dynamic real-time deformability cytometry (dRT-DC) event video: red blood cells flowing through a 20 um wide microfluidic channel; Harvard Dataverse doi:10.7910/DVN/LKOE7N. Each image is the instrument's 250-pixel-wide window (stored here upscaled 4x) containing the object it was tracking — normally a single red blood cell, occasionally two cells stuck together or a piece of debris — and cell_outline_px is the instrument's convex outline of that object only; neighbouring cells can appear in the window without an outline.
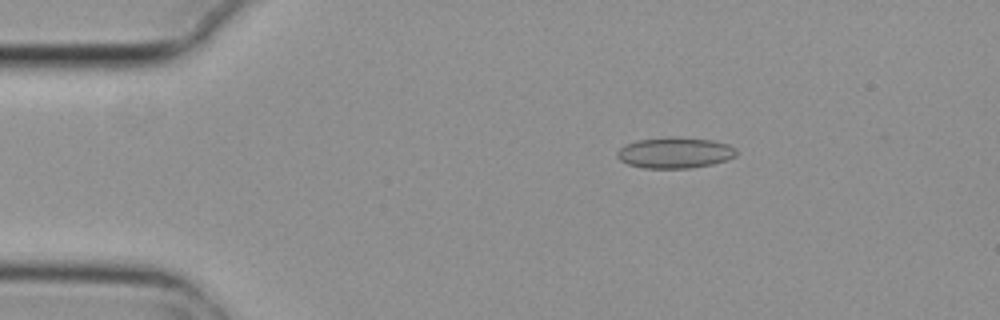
{"species": "common noctule bat (a hibernating species)", "species_latin": "Nyctalus noctula", "temperature_condition": "cold", "stored_images_in_passage": 4, "camera_frame_rate_fps": 3000, "um_per_image_px": 0.085, "animal": {"sex": "female", "body_mass_g": 29.2, "forearm_length_mm": 56.3}, "frame": {"image": 1, "passage_image": 2, "time_ms": 0.333, "image_size_px": [1000, 320], "cell_outline_px": [[736, 156], [728, 160], [712, 164], [692, 168], [644, 168], [628, 164], [620, 160], [616, 156], [616, 152], [620, 148], [636, 140], [672, 136], [676, 136], [712, 140], [728, 144], [736, 148]], "centroid_in_image_um": [57.38, 12.98], "position_along_channel_um": 27.6, "area_um2": 21.68}}
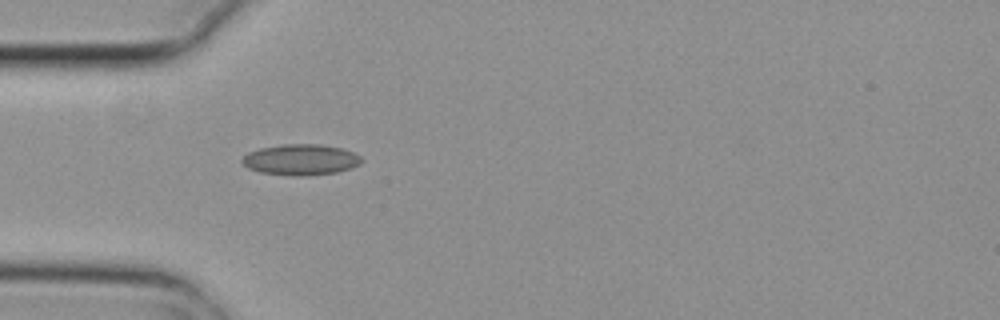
{"frame": {"image": 2, "passage_image": 4, "time_ms": 1.0, "image_size_px": [1000, 320], "cell_outline_px": [[364, 160], [360, 164], [336, 172], [308, 176], [288, 176], [260, 172], [248, 168], [240, 160], [248, 152], [260, 148], [284, 144], [320, 144], [340, 148], [352, 152], [360, 156]], "centroid_in_image_um": [25.54, 13.58], "position_along_channel_um": 59.5, "area_um2": 21.5}}